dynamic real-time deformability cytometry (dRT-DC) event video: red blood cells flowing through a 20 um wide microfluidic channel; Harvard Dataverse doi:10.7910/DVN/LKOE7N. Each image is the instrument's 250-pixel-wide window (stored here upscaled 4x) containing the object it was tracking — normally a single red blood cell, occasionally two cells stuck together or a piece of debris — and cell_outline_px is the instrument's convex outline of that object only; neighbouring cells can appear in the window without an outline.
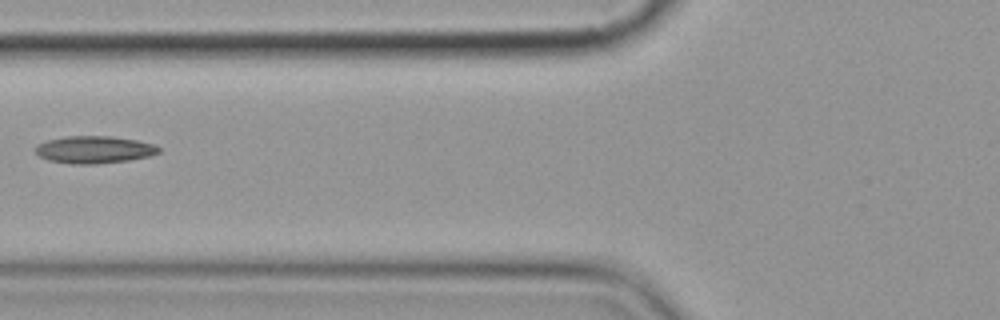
{"species": "common noctule bat (a hibernating species)", "species_latin": "Nyctalus noctula", "temperature_condition": "cold", "stored_images_in_passage": 9, "camera_frame_rate_fps": 3000, "um_per_image_px": 0.085, "animal": {"sex": "female", "body_mass_g": 19.9}, "frame": {"image": 1, "passage_image": 6, "time_ms": 6.0, "image_size_px": [1000, 320], "cell_outline_px": [[160, 152], [152, 156], [128, 160], [96, 164], [72, 164], [48, 160], [40, 156], [36, 152], [36, 148], [40, 144], [48, 140], [68, 136], [112, 136], [136, 140], [152, 144], [160, 148]], "centroid_in_image_um": [8.05, 12.72], "position_along_channel_um": 117.8, "area_um2": 19.48}}
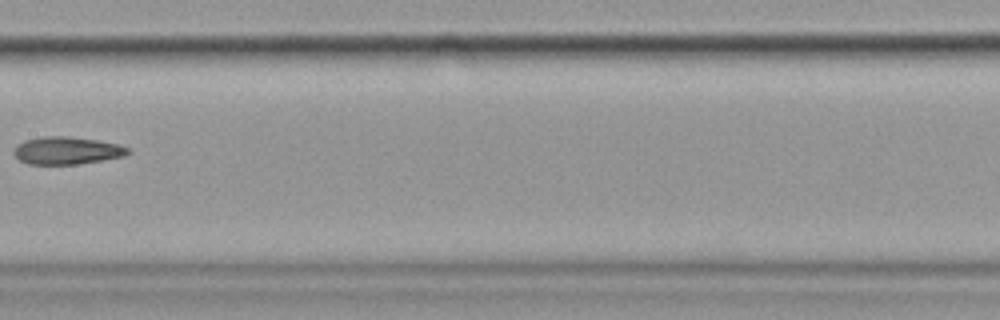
{"frame": {"image": 2, "passage_image": 8, "time_ms": 8.333, "image_size_px": [1000, 320], "cell_outline_px": [[132, 152], [124, 156], [76, 164], [28, 164], [20, 160], [12, 152], [16, 144], [24, 140], [44, 136], [64, 136], [96, 140], [116, 144], [128, 148]], "centroid_in_image_um": [5.63, 12.79], "position_along_channel_um": 201.8, "area_um2": 18.15}}
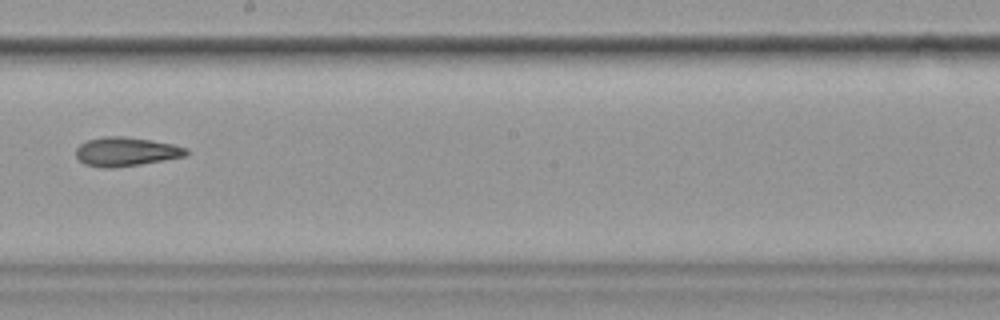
{"frame": {"image": 3, "passage_image": 9, "time_ms": 9.333, "image_size_px": [1000, 320], "cell_outline_px": [[188, 156], [140, 164], [112, 168], [100, 168], [84, 164], [76, 156], [76, 148], [80, 144], [88, 140], [104, 136], [124, 136], [152, 140], [172, 144], [188, 148]], "centroid_in_image_um": [10.72, 12.89], "position_along_channel_um": 237.5, "area_um2": 18.73}}